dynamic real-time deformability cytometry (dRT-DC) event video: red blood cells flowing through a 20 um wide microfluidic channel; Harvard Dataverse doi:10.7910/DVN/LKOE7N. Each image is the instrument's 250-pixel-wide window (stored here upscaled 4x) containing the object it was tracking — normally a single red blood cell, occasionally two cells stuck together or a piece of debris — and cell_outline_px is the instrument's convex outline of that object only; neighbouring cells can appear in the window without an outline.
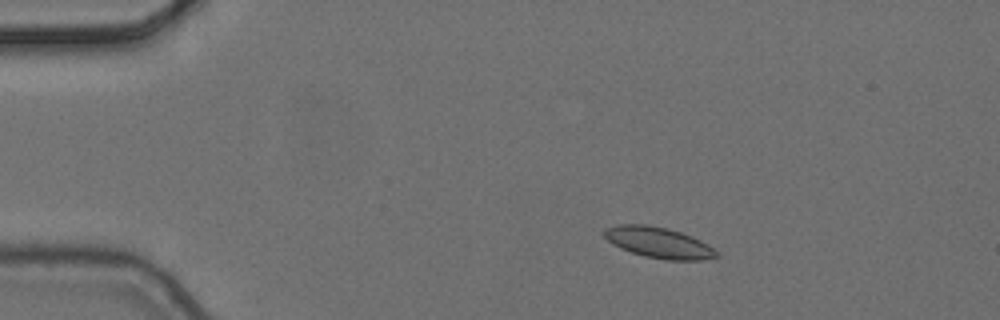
{"species": "common noctule bat (a hibernating species)", "species_latin": "Nyctalus noctula", "temperature_condition": "cold", "stored_images_in_passage": 5, "camera_frame_rate_fps": 3000, "um_per_image_px": 0.085, "animal": {"sex": "female", "body_mass_g": 24.6, "forearm_length_mm": 56.2}, "frame": {"image": 1, "passage_image": 3, "time_ms": 0.667, "image_size_px": [1000, 320], "cell_outline_px": [[720, 256], [704, 260], [668, 260], [644, 256], [620, 248], [612, 244], [604, 236], [604, 228], [620, 224], [648, 224], [668, 228], [692, 236], [708, 244]], "centroid_in_image_um": [55.98, 20.61], "position_along_channel_um": 29.0, "area_um2": 20.23}}